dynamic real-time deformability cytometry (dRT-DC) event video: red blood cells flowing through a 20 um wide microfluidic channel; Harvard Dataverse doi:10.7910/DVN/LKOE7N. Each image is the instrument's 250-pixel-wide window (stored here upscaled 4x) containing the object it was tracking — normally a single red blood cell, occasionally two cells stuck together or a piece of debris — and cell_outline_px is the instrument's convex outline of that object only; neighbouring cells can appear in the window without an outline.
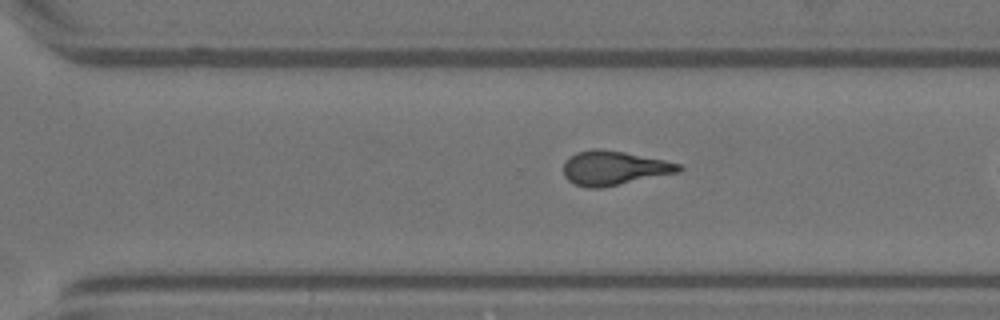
{"species": "Egyptian fruit bat (a non-hibernating species)", "species_latin": "Rousettus aegyptiacus", "temperature_condition": "warm", "stored_images_in_passage": 37, "camera_frame_rate_fps": 3000, "um_per_image_px": 0.085, "animal": {"sex": "female"}, "frame": {"image": 1, "passage_image": 32, "time_ms": 10.333, "image_size_px": [1000, 320], "cell_outline_px": [[684, 168], [680, 172], [604, 188], [588, 188], [576, 184], [568, 180], [564, 176], [564, 160], [568, 156], [576, 152], [592, 148], [600, 148], [624, 152], [664, 160], [680, 164]], "centroid_in_image_um": [52.17, 14.28], "position_along_channel_um": 318.4, "area_um2": 23.29}}